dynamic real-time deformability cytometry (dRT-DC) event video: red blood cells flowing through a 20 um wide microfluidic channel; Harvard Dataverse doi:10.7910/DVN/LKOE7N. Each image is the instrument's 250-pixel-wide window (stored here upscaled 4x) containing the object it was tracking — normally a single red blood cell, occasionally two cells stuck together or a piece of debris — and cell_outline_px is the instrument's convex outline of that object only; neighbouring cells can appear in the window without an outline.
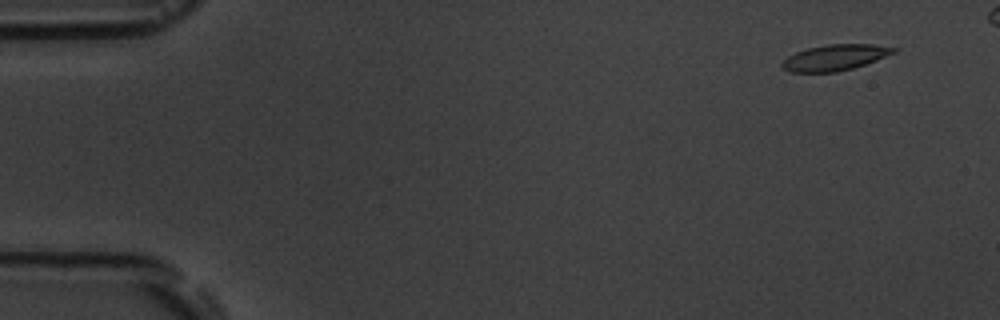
{"species": "common noctule bat (a hibernating species)", "species_latin": "Nyctalus noctula", "temperature_condition": "room temperature", "stored_images_in_passage": 6, "camera_frame_rate_fps": 3000, "um_per_image_px": 0.085, "animal": {"sex": "male", "body_mass_g": 19.5, "forearm_length_mm": 54.6}, "frame": {"image": 1, "passage_image": 1, "time_ms": 0.0, "image_size_px": [1000, 320], "cell_outline_px": [[896, 52], [876, 60], [852, 68], [836, 72], [792, 72], [784, 68], [780, 64], [788, 56], [796, 52], [808, 48], [828, 44], [872, 44], [896, 48]], "centroid_in_image_um": [70.96, 4.88], "position_along_channel_um": 14.0, "area_um2": 16.59}}
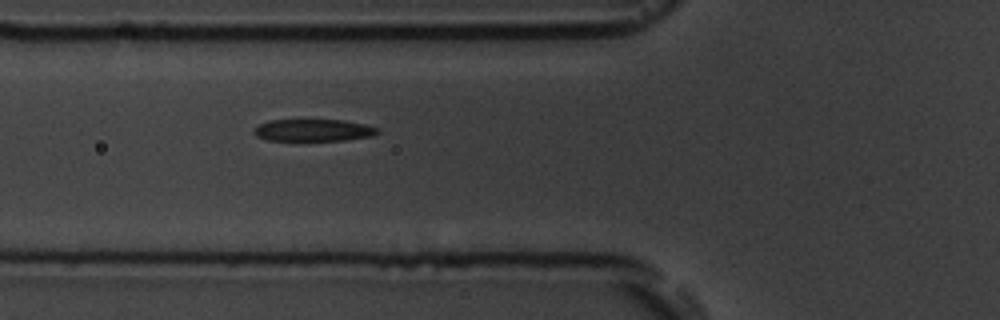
{"frame": {"image": 2, "passage_image": 6, "time_ms": 5.667, "image_size_px": [1000, 320], "cell_outline_px": [[380, 132], [372, 136], [344, 140], [268, 140], [256, 136], [252, 132], [260, 124], [268, 120], [344, 120], [364, 124], [376, 128]], "centroid_in_image_um": [26.62, 11.06], "position_along_channel_um": 99.2, "area_um2": 15.72}}